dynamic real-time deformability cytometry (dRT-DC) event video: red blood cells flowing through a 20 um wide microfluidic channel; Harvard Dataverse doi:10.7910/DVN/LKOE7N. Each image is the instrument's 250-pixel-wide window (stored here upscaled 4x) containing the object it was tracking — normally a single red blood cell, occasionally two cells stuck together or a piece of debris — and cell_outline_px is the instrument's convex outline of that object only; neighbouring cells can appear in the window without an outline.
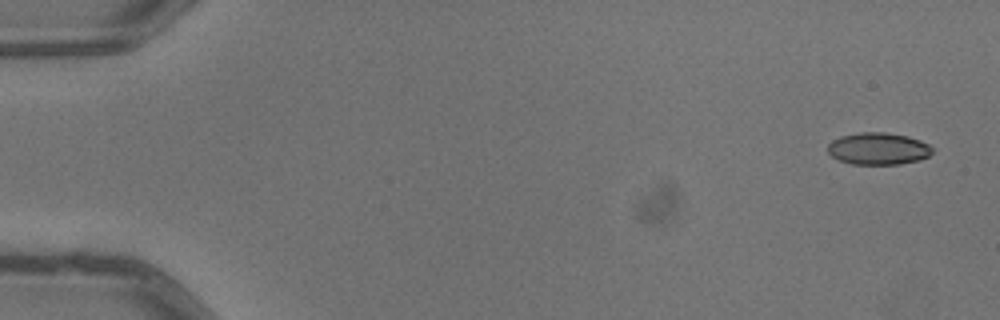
{"species": "common noctule bat (a hibernating species)", "species_latin": "Nyctalus noctula", "temperature_condition": "warm", "stored_images_in_passage": 6, "camera_frame_rate_fps": 3000, "um_per_image_px": 0.085, "animal": {"sex": "male", "body_mass_g": 13.3}, "frame": {"image": 1, "passage_image": 1, "time_ms": 0.0, "image_size_px": [1000, 320], "cell_outline_px": [[932, 152], [928, 156], [920, 160], [900, 164], [852, 164], [840, 160], [832, 156], [828, 152], [828, 144], [832, 140], [840, 136], [860, 132], [884, 132], [908, 136], [920, 140], [928, 144], [932, 148]], "centroid_in_image_um": [74.65, 12.63], "position_along_channel_um": 10.4, "area_um2": 19.54}}
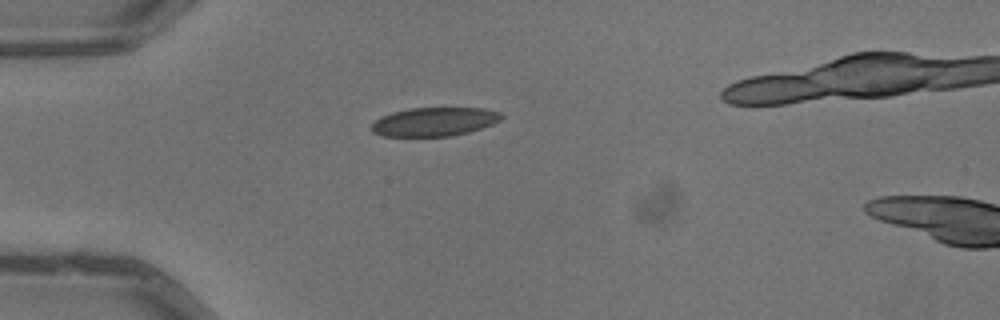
{"frame": {"image": 2, "passage_image": 5, "time_ms": 1.333, "image_size_px": [1000, 320], "cell_outline_px": [[504, 116], [500, 120], [492, 124], [468, 132], [452, 136], [380, 136], [372, 132], [372, 124], [380, 116], [392, 112], [408, 108], [484, 108], [500, 112]], "centroid_in_image_um": [36.9, 10.34], "position_along_channel_um": 48.1, "area_um2": 21.79}}